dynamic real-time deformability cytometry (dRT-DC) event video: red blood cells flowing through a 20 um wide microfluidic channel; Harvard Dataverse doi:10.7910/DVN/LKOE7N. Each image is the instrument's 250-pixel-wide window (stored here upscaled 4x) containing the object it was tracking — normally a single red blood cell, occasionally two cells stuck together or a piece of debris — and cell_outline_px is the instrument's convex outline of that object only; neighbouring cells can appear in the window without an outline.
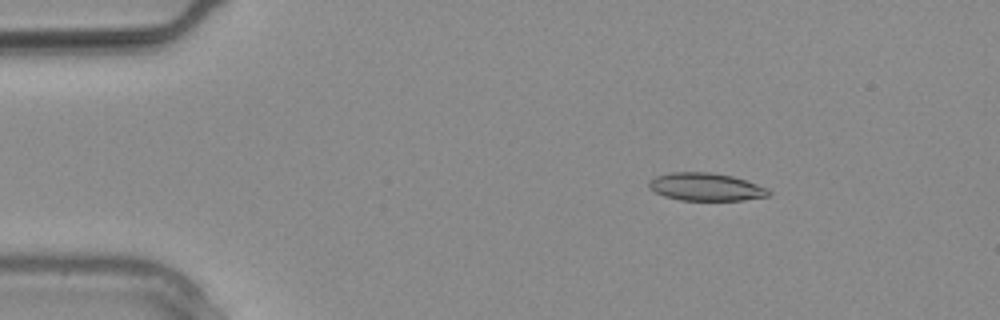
{"species": "common noctule bat (a hibernating species)", "species_latin": "Nyctalus noctula", "temperature_condition": "warm", "stored_images_in_passage": 28, "camera_frame_rate_fps": 3000, "um_per_image_px": 0.085, "animal": {"sex": "male", "body_mass_g": 20.4}, "frame": {"image": 1, "passage_image": 5, "time_ms": 1.333, "image_size_px": [1000, 320], "cell_outline_px": [[772, 192], [768, 196], [744, 200], [680, 200], [664, 196], [648, 188], [648, 180], [656, 176], [672, 172], [708, 172], [732, 176], [768, 188]], "centroid_in_image_um": [59.98, 15.89], "position_along_channel_um": 25.0, "area_um2": 19.36}}
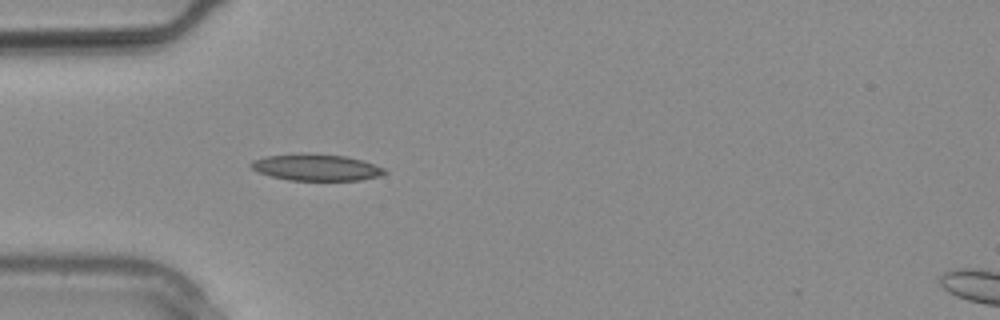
{"frame": {"image": 2, "passage_image": 9, "time_ms": 2.667, "image_size_px": [1000, 320], "cell_outline_px": [[388, 172], [380, 176], [360, 180], [288, 180], [256, 172], [248, 168], [248, 164], [252, 160], [264, 156], [348, 156], [384, 168]], "centroid_in_image_um": [26.85, 14.28], "position_along_channel_um": 58.2, "area_um2": 19.83}}